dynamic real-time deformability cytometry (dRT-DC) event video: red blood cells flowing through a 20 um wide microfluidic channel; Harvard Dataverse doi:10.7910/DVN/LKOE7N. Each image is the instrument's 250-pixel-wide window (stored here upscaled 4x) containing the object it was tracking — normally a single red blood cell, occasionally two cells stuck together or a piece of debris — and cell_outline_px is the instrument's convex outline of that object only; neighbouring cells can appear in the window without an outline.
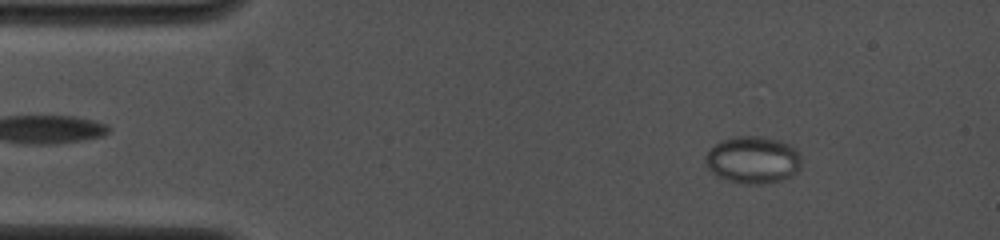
{"species": "common noctule bat (a hibernating species)", "species_latin": "Nyctalus noctula", "temperature_condition": "cold", "stored_images_in_passage": 32, "camera_frame_rate_fps": 4000, "um_per_image_px": 0.085, "animal": {"sex": "female", "body_mass_g": 19.0, "forearm_length_mm": 53.3}, "frame": {"image": 1, "passage_image": 11, "time_ms": 2.0, "image_size_px": [1000, 240], "cell_outline_px": [[800, 168], [792, 176], [780, 180], [764, 184], [744, 184], [728, 180], [716, 176], [704, 164], [704, 156], [720, 140], [736, 136], [760, 136], [780, 140], [796, 148], [800, 156]], "centroid_in_image_um": [63.98, 13.59], "position_along_channel_um": 21.0, "area_um2": 26.59}}
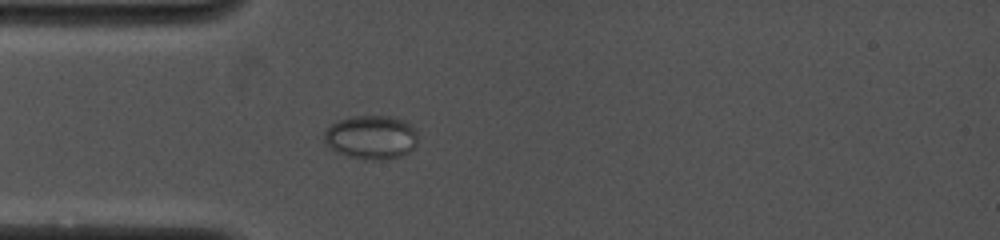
{"frame": {"image": 2, "passage_image": 26, "time_ms": 4.5, "image_size_px": [1000, 240], "cell_outline_px": [[416, 144], [408, 152], [400, 156], [384, 160], [364, 160], [348, 156], [324, 144], [324, 132], [332, 124], [348, 116], [388, 116], [404, 120], [416, 132]], "centroid_in_image_um": [31.53, 11.67], "position_along_channel_um": 53.5, "area_um2": 23.76}}
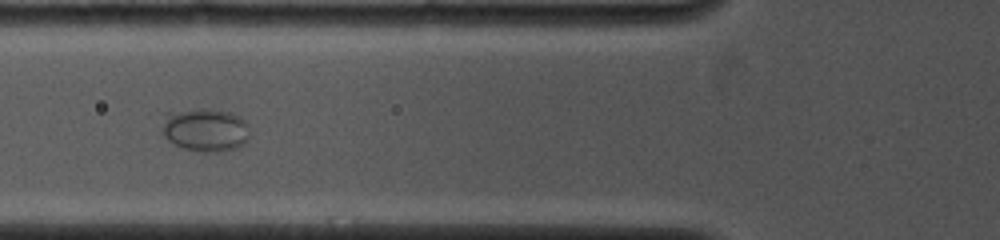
{"frame": {"image": 3, "passage_image": 29, "time_ms": 6.0, "image_size_px": [1000, 240], "cell_outline_px": [[248, 140], [244, 144], [236, 148], [220, 152], [204, 152], [184, 148], [168, 140], [164, 136], [164, 112], [200, 108], [208, 108], [232, 112], [240, 116], [248, 124]], "centroid_in_image_um": [17.48, 11.02], "position_along_channel_um": 108.3, "area_um2": 22.31}}